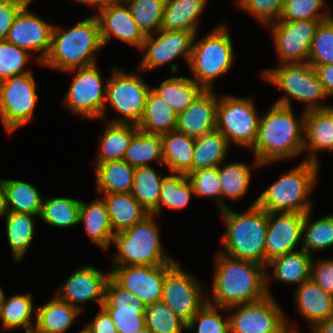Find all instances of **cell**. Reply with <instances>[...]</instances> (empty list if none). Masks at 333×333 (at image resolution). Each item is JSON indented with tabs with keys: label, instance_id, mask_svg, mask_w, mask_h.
<instances>
[{
	"label": "cell",
	"instance_id": "ba28073f",
	"mask_svg": "<svg viewBox=\"0 0 333 333\" xmlns=\"http://www.w3.org/2000/svg\"><path fill=\"white\" fill-rule=\"evenodd\" d=\"M261 76L284 91L276 104L293 107L291 99L305 103L304 111L324 109L321 101L328 97L313 66L306 63H283L280 67L263 70Z\"/></svg>",
	"mask_w": 333,
	"mask_h": 333
},
{
	"label": "cell",
	"instance_id": "e575fe53",
	"mask_svg": "<svg viewBox=\"0 0 333 333\" xmlns=\"http://www.w3.org/2000/svg\"><path fill=\"white\" fill-rule=\"evenodd\" d=\"M178 114L183 112L205 90L195 80L188 77H170L159 87H151Z\"/></svg>",
	"mask_w": 333,
	"mask_h": 333
},
{
	"label": "cell",
	"instance_id": "8fae6325",
	"mask_svg": "<svg viewBox=\"0 0 333 333\" xmlns=\"http://www.w3.org/2000/svg\"><path fill=\"white\" fill-rule=\"evenodd\" d=\"M96 65L66 71L75 73V77L68 88L63 104L75 115L80 114L81 119L104 120L106 118L107 81L104 84Z\"/></svg>",
	"mask_w": 333,
	"mask_h": 333
},
{
	"label": "cell",
	"instance_id": "ffe728a7",
	"mask_svg": "<svg viewBox=\"0 0 333 333\" xmlns=\"http://www.w3.org/2000/svg\"><path fill=\"white\" fill-rule=\"evenodd\" d=\"M109 278L110 272L104 274L103 271L93 266H83L69 275L56 290V296L81 311L84 307L81 306L82 304L94 300L101 307L105 300V289Z\"/></svg>",
	"mask_w": 333,
	"mask_h": 333
},
{
	"label": "cell",
	"instance_id": "ab89813d",
	"mask_svg": "<svg viewBox=\"0 0 333 333\" xmlns=\"http://www.w3.org/2000/svg\"><path fill=\"white\" fill-rule=\"evenodd\" d=\"M163 178L151 166L135 168L131 194L150 214L156 216Z\"/></svg>",
	"mask_w": 333,
	"mask_h": 333
},
{
	"label": "cell",
	"instance_id": "f5cc1de1",
	"mask_svg": "<svg viewBox=\"0 0 333 333\" xmlns=\"http://www.w3.org/2000/svg\"><path fill=\"white\" fill-rule=\"evenodd\" d=\"M222 309L227 310L207 302L187 324L186 331L191 332L197 326L196 333H230L229 315L223 317L218 313Z\"/></svg>",
	"mask_w": 333,
	"mask_h": 333
},
{
	"label": "cell",
	"instance_id": "f1b7e54d",
	"mask_svg": "<svg viewBox=\"0 0 333 333\" xmlns=\"http://www.w3.org/2000/svg\"><path fill=\"white\" fill-rule=\"evenodd\" d=\"M163 165L170 173L192 172L195 138L176 130L161 135Z\"/></svg>",
	"mask_w": 333,
	"mask_h": 333
},
{
	"label": "cell",
	"instance_id": "c3c4849f",
	"mask_svg": "<svg viewBox=\"0 0 333 333\" xmlns=\"http://www.w3.org/2000/svg\"><path fill=\"white\" fill-rule=\"evenodd\" d=\"M186 176L192 185L195 196L215 198L219 210L229 207L222 200L218 166L192 171Z\"/></svg>",
	"mask_w": 333,
	"mask_h": 333
},
{
	"label": "cell",
	"instance_id": "03108f58",
	"mask_svg": "<svg viewBox=\"0 0 333 333\" xmlns=\"http://www.w3.org/2000/svg\"><path fill=\"white\" fill-rule=\"evenodd\" d=\"M137 333H153V332L145 326L144 328L140 329Z\"/></svg>",
	"mask_w": 333,
	"mask_h": 333
},
{
	"label": "cell",
	"instance_id": "f546056e",
	"mask_svg": "<svg viewBox=\"0 0 333 333\" xmlns=\"http://www.w3.org/2000/svg\"><path fill=\"white\" fill-rule=\"evenodd\" d=\"M102 198L114 234L133 227L150 214L131 193L104 194Z\"/></svg>",
	"mask_w": 333,
	"mask_h": 333
},
{
	"label": "cell",
	"instance_id": "db71d44e",
	"mask_svg": "<svg viewBox=\"0 0 333 333\" xmlns=\"http://www.w3.org/2000/svg\"><path fill=\"white\" fill-rule=\"evenodd\" d=\"M285 0H237L241 9L252 14L260 24L267 26L280 19Z\"/></svg>",
	"mask_w": 333,
	"mask_h": 333
},
{
	"label": "cell",
	"instance_id": "7dc6e473",
	"mask_svg": "<svg viewBox=\"0 0 333 333\" xmlns=\"http://www.w3.org/2000/svg\"><path fill=\"white\" fill-rule=\"evenodd\" d=\"M145 324L153 333H182L187 324L162 300L146 305Z\"/></svg>",
	"mask_w": 333,
	"mask_h": 333
},
{
	"label": "cell",
	"instance_id": "5b68a950",
	"mask_svg": "<svg viewBox=\"0 0 333 333\" xmlns=\"http://www.w3.org/2000/svg\"><path fill=\"white\" fill-rule=\"evenodd\" d=\"M319 164L303 160L284 173L257 198V205L267 212H294L305 214L311 211L310 193L318 181Z\"/></svg>",
	"mask_w": 333,
	"mask_h": 333
},
{
	"label": "cell",
	"instance_id": "3957f363",
	"mask_svg": "<svg viewBox=\"0 0 333 333\" xmlns=\"http://www.w3.org/2000/svg\"><path fill=\"white\" fill-rule=\"evenodd\" d=\"M99 22L95 15L66 30L54 25L51 49L41 64L66 72L96 64V53L102 49Z\"/></svg>",
	"mask_w": 333,
	"mask_h": 333
},
{
	"label": "cell",
	"instance_id": "d590c367",
	"mask_svg": "<svg viewBox=\"0 0 333 333\" xmlns=\"http://www.w3.org/2000/svg\"><path fill=\"white\" fill-rule=\"evenodd\" d=\"M229 148L226 137L216 129L195 138L192 171L224 163Z\"/></svg>",
	"mask_w": 333,
	"mask_h": 333
},
{
	"label": "cell",
	"instance_id": "83f0119b",
	"mask_svg": "<svg viewBox=\"0 0 333 333\" xmlns=\"http://www.w3.org/2000/svg\"><path fill=\"white\" fill-rule=\"evenodd\" d=\"M81 310L57 296L36 308L33 333H66Z\"/></svg>",
	"mask_w": 333,
	"mask_h": 333
},
{
	"label": "cell",
	"instance_id": "836d02e7",
	"mask_svg": "<svg viewBox=\"0 0 333 333\" xmlns=\"http://www.w3.org/2000/svg\"><path fill=\"white\" fill-rule=\"evenodd\" d=\"M95 168L99 193H131L135 168L126 161H108L98 164Z\"/></svg>",
	"mask_w": 333,
	"mask_h": 333
},
{
	"label": "cell",
	"instance_id": "f35d334b",
	"mask_svg": "<svg viewBox=\"0 0 333 333\" xmlns=\"http://www.w3.org/2000/svg\"><path fill=\"white\" fill-rule=\"evenodd\" d=\"M6 235L15 261H20L25 256L35 232L34 218L37 215L26 213L7 212Z\"/></svg>",
	"mask_w": 333,
	"mask_h": 333
},
{
	"label": "cell",
	"instance_id": "4316f807",
	"mask_svg": "<svg viewBox=\"0 0 333 333\" xmlns=\"http://www.w3.org/2000/svg\"><path fill=\"white\" fill-rule=\"evenodd\" d=\"M208 0H166L161 30L198 32L199 18Z\"/></svg>",
	"mask_w": 333,
	"mask_h": 333
},
{
	"label": "cell",
	"instance_id": "6f0895ef",
	"mask_svg": "<svg viewBox=\"0 0 333 333\" xmlns=\"http://www.w3.org/2000/svg\"><path fill=\"white\" fill-rule=\"evenodd\" d=\"M99 308L94 320L85 327L86 330L89 333H118L109 314L102 307Z\"/></svg>",
	"mask_w": 333,
	"mask_h": 333
},
{
	"label": "cell",
	"instance_id": "be15d7a7",
	"mask_svg": "<svg viewBox=\"0 0 333 333\" xmlns=\"http://www.w3.org/2000/svg\"><path fill=\"white\" fill-rule=\"evenodd\" d=\"M324 110L331 116L332 123H333V106H326Z\"/></svg>",
	"mask_w": 333,
	"mask_h": 333
},
{
	"label": "cell",
	"instance_id": "e7e4bbea",
	"mask_svg": "<svg viewBox=\"0 0 333 333\" xmlns=\"http://www.w3.org/2000/svg\"><path fill=\"white\" fill-rule=\"evenodd\" d=\"M4 298H5V294L0 286V307H1L2 303L4 302Z\"/></svg>",
	"mask_w": 333,
	"mask_h": 333
},
{
	"label": "cell",
	"instance_id": "680465c9",
	"mask_svg": "<svg viewBox=\"0 0 333 333\" xmlns=\"http://www.w3.org/2000/svg\"><path fill=\"white\" fill-rule=\"evenodd\" d=\"M314 67L319 81L323 84L328 97L333 96V64L331 65H311Z\"/></svg>",
	"mask_w": 333,
	"mask_h": 333
},
{
	"label": "cell",
	"instance_id": "8992f818",
	"mask_svg": "<svg viewBox=\"0 0 333 333\" xmlns=\"http://www.w3.org/2000/svg\"><path fill=\"white\" fill-rule=\"evenodd\" d=\"M154 216L149 214L133 227L115 233L112 243L118 251L112 266H160L178 262L163 250Z\"/></svg>",
	"mask_w": 333,
	"mask_h": 333
},
{
	"label": "cell",
	"instance_id": "f6af8a7d",
	"mask_svg": "<svg viewBox=\"0 0 333 333\" xmlns=\"http://www.w3.org/2000/svg\"><path fill=\"white\" fill-rule=\"evenodd\" d=\"M192 195H194V191L185 174L172 173L164 176L158 203V215L162 205L173 210L186 208Z\"/></svg>",
	"mask_w": 333,
	"mask_h": 333
},
{
	"label": "cell",
	"instance_id": "d6986e66",
	"mask_svg": "<svg viewBox=\"0 0 333 333\" xmlns=\"http://www.w3.org/2000/svg\"><path fill=\"white\" fill-rule=\"evenodd\" d=\"M101 307L109 314L118 333H137L146 326V304L120 287L111 277L107 282L105 300Z\"/></svg>",
	"mask_w": 333,
	"mask_h": 333
},
{
	"label": "cell",
	"instance_id": "6da1fadb",
	"mask_svg": "<svg viewBox=\"0 0 333 333\" xmlns=\"http://www.w3.org/2000/svg\"><path fill=\"white\" fill-rule=\"evenodd\" d=\"M265 269L266 266L258 263L218 253L212 281L213 295H210L213 300L208 297L207 302L228 309L271 296L268 288L270 277Z\"/></svg>",
	"mask_w": 333,
	"mask_h": 333
},
{
	"label": "cell",
	"instance_id": "6125c7cd",
	"mask_svg": "<svg viewBox=\"0 0 333 333\" xmlns=\"http://www.w3.org/2000/svg\"><path fill=\"white\" fill-rule=\"evenodd\" d=\"M6 213L4 180L0 179V217Z\"/></svg>",
	"mask_w": 333,
	"mask_h": 333
},
{
	"label": "cell",
	"instance_id": "cb8c5ba5",
	"mask_svg": "<svg viewBox=\"0 0 333 333\" xmlns=\"http://www.w3.org/2000/svg\"><path fill=\"white\" fill-rule=\"evenodd\" d=\"M294 298L295 308L309 324L310 330L333 316V296L326 293L311 278L296 288Z\"/></svg>",
	"mask_w": 333,
	"mask_h": 333
},
{
	"label": "cell",
	"instance_id": "f907efd6",
	"mask_svg": "<svg viewBox=\"0 0 333 333\" xmlns=\"http://www.w3.org/2000/svg\"><path fill=\"white\" fill-rule=\"evenodd\" d=\"M308 63L310 65L333 64V18L321 21L313 37Z\"/></svg>",
	"mask_w": 333,
	"mask_h": 333
},
{
	"label": "cell",
	"instance_id": "bcb514c9",
	"mask_svg": "<svg viewBox=\"0 0 333 333\" xmlns=\"http://www.w3.org/2000/svg\"><path fill=\"white\" fill-rule=\"evenodd\" d=\"M124 1L130 9L135 23L145 36L156 34L161 29L166 0Z\"/></svg>",
	"mask_w": 333,
	"mask_h": 333
},
{
	"label": "cell",
	"instance_id": "003e7915",
	"mask_svg": "<svg viewBox=\"0 0 333 333\" xmlns=\"http://www.w3.org/2000/svg\"><path fill=\"white\" fill-rule=\"evenodd\" d=\"M78 333H89L86 328L81 329Z\"/></svg>",
	"mask_w": 333,
	"mask_h": 333
},
{
	"label": "cell",
	"instance_id": "52a82bcc",
	"mask_svg": "<svg viewBox=\"0 0 333 333\" xmlns=\"http://www.w3.org/2000/svg\"><path fill=\"white\" fill-rule=\"evenodd\" d=\"M196 37L189 62L192 79L205 90H213L214 80L225 75L233 65V42L224 23L217 25L200 40Z\"/></svg>",
	"mask_w": 333,
	"mask_h": 333
},
{
	"label": "cell",
	"instance_id": "4dcf8cb0",
	"mask_svg": "<svg viewBox=\"0 0 333 333\" xmlns=\"http://www.w3.org/2000/svg\"><path fill=\"white\" fill-rule=\"evenodd\" d=\"M177 113L152 89L149 90L143 116L137 124L145 134L162 135L175 130Z\"/></svg>",
	"mask_w": 333,
	"mask_h": 333
},
{
	"label": "cell",
	"instance_id": "816d5d0a",
	"mask_svg": "<svg viewBox=\"0 0 333 333\" xmlns=\"http://www.w3.org/2000/svg\"><path fill=\"white\" fill-rule=\"evenodd\" d=\"M325 0H285L279 20H326L330 11H324Z\"/></svg>",
	"mask_w": 333,
	"mask_h": 333
},
{
	"label": "cell",
	"instance_id": "b9f144b4",
	"mask_svg": "<svg viewBox=\"0 0 333 333\" xmlns=\"http://www.w3.org/2000/svg\"><path fill=\"white\" fill-rule=\"evenodd\" d=\"M81 200L56 197L44 198L40 213L42 221L57 228H67L79 224Z\"/></svg>",
	"mask_w": 333,
	"mask_h": 333
},
{
	"label": "cell",
	"instance_id": "7402d4cb",
	"mask_svg": "<svg viewBox=\"0 0 333 333\" xmlns=\"http://www.w3.org/2000/svg\"><path fill=\"white\" fill-rule=\"evenodd\" d=\"M95 16L99 22L103 46L115 36L125 43L138 47V50L141 49L146 36L135 23L125 1L104 7Z\"/></svg>",
	"mask_w": 333,
	"mask_h": 333
},
{
	"label": "cell",
	"instance_id": "ac0fdd59",
	"mask_svg": "<svg viewBox=\"0 0 333 333\" xmlns=\"http://www.w3.org/2000/svg\"><path fill=\"white\" fill-rule=\"evenodd\" d=\"M25 4L17 13L6 40L31 52H40L37 62L42 64L51 49L53 23H49L29 10Z\"/></svg>",
	"mask_w": 333,
	"mask_h": 333
},
{
	"label": "cell",
	"instance_id": "91938a15",
	"mask_svg": "<svg viewBox=\"0 0 333 333\" xmlns=\"http://www.w3.org/2000/svg\"><path fill=\"white\" fill-rule=\"evenodd\" d=\"M76 2L83 3L85 5L94 6L100 10L112 4L120 3L124 0H75Z\"/></svg>",
	"mask_w": 333,
	"mask_h": 333
},
{
	"label": "cell",
	"instance_id": "44dd1931",
	"mask_svg": "<svg viewBox=\"0 0 333 333\" xmlns=\"http://www.w3.org/2000/svg\"><path fill=\"white\" fill-rule=\"evenodd\" d=\"M304 214L294 212H268L265 243V266L275 258L296 251L302 242Z\"/></svg>",
	"mask_w": 333,
	"mask_h": 333
},
{
	"label": "cell",
	"instance_id": "60d3db41",
	"mask_svg": "<svg viewBox=\"0 0 333 333\" xmlns=\"http://www.w3.org/2000/svg\"><path fill=\"white\" fill-rule=\"evenodd\" d=\"M124 161L134 168L150 166L151 161L163 166L161 135L145 134L138 131L125 151Z\"/></svg>",
	"mask_w": 333,
	"mask_h": 333
},
{
	"label": "cell",
	"instance_id": "2e32d148",
	"mask_svg": "<svg viewBox=\"0 0 333 333\" xmlns=\"http://www.w3.org/2000/svg\"><path fill=\"white\" fill-rule=\"evenodd\" d=\"M174 265L113 266L110 277L120 287L149 305L162 299L165 275Z\"/></svg>",
	"mask_w": 333,
	"mask_h": 333
},
{
	"label": "cell",
	"instance_id": "11a10c76",
	"mask_svg": "<svg viewBox=\"0 0 333 333\" xmlns=\"http://www.w3.org/2000/svg\"><path fill=\"white\" fill-rule=\"evenodd\" d=\"M312 260L310 278L326 293L333 296V259Z\"/></svg>",
	"mask_w": 333,
	"mask_h": 333
},
{
	"label": "cell",
	"instance_id": "a7ac6f4b",
	"mask_svg": "<svg viewBox=\"0 0 333 333\" xmlns=\"http://www.w3.org/2000/svg\"><path fill=\"white\" fill-rule=\"evenodd\" d=\"M21 1H23L25 4H29V5L32 2V0H21Z\"/></svg>",
	"mask_w": 333,
	"mask_h": 333
},
{
	"label": "cell",
	"instance_id": "9a60e30c",
	"mask_svg": "<svg viewBox=\"0 0 333 333\" xmlns=\"http://www.w3.org/2000/svg\"><path fill=\"white\" fill-rule=\"evenodd\" d=\"M321 21L324 20H278L267 25L271 27L280 65L308 62L312 40Z\"/></svg>",
	"mask_w": 333,
	"mask_h": 333
},
{
	"label": "cell",
	"instance_id": "1f68e13d",
	"mask_svg": "<svg viewBox=\"0 0 333 333\" xmlns=\"http://www.w3.org/2000/svg\"><path fill=\"white\" fill-rule=\"evenodd\" d=\"M138 131L137 124L110 122L101 136L95 167L100 163L123 160L125 151Z\"/></svg>",
	"mask_w": 333,
	"mask_h": 333
},
{
	"label": "cell",
	"instance_id": "277c9868",
	"mask_svg": "<svg viewBox=\"0 0 333 333\" xmlns=\"http://www.w3.org/2000/svg\"><path fill=\"white\" fill-rule=\"evenodd\" d=\"M219 212L226 226V233L220 240L223 254L265 266L268 212L257 205V199L243 214L229 207Z\"/></svg>",
	"mask_w": 333,
	"mask_h": 333
},
{
	"label": "cell",
	"instance_id": "d6a6232c",
	"mask_svg": "<svg viewBox=\"0 0 333 333\" xmlns=\"http://www.w3.org/2000/svg\"><path fill=\"white\" fill-rule=\"evenodd\" d=\"M312 260V255L301 248L275 258L267 264L266 268L275 269L273 279L299 286L302 282L310 279Z\"/></svg>",
	"mask_w": 333,
	"mask_h": 333
},
{
	"label": "cell",
	"instance_id": "7c38bea8",
	"mask_svg": "<svg viewBox=\"0 0 333 333\" xmlns=\"http://www.w3.org/2000/svg\"><path fill=\"white\" fill-rule=\"evenodd\" d=\"M227 310L235 311L229 315L230 333H300L290 327L282 308L270 295Z\"/></svg>",
	"mask_w": 333,
	"mask_h": 333
},
{
	"label": "cell",
	"instance_id": "4fadbf2b",
	"mask_svg": "<svg viewBox=\"0 0 333 333\" xmlns=\"http://www.w3.org/2000/svg\"><path fill=\"white\" fill-rule=\"evenodd\" d=\"M32 73L0 82V117L5 129L13 132L33 118L38 101Z\"/></svg>",
	"mask_w": 333,
	"mask_h": 333
},
{
	"label": "cell",
	"instance_id": "681fc988",
	"mask_svg": "<svg viewBox=\"0 0 333 333\" xmlns=\"http://www.w3.org/2000/svg\"><path fill=\"white\" fill-rule=\"evenodd\" d=\"M32 53L28 50L17 47L7 40L0 41V82L10 79L13 76L33 73L25 70L24 66L29 62Z\"/></svg>",
	"mask_w": 333,
	"mask_h": 333
},
{
	"label": "cell",
	"instance_id": "e0dca14e",
	"mask_svg": "<svg viewBox=\"0 0 333 333\" xmlns=\"http://www.w3.org/2000/svg\"><path fill=\"white\" fill-rule=\"evenodd\" d=\"M195 35H197L195 32L160 29L157 38L153 35L146 36L140 49L144 54L139 70L157 69L179 56H182L189 65Z\"/></svg>",
	"mask_w": 333,
	"mask_h": 333
},
{
	"label": "cell",
	"instance_id": "7a4b0ae2",
	"mask_svg": "<svg viewBox=\"0 0 333 333\" xmlns=\"http://www.w3.org/2000/svg\"><path fill=\"white\" fill-rule=\"evenodd\" d=\"M301 117V118H300ZM305 111L296 118L293 107L271 104L260 116L258 134L253 145L254 166L293 158L304 151Z\"/></svg>",
	"mask_w": 333,
	"mask_h": 333
},
{
	"label": "cell",
	"instance_id": "74e56055",
	"mask_svg": "<svg viewBox=\"0 0 333 333\" xmlns=\"http://www.w3.org/2000/svg\"><path fill=\"white\" fill-rule=\"evenodd\" d=\"M5 188L6 211L14 213L34 214L41 213L43 198L38 189L28 182L3 179Z\"/></svg>",
	"mask_w": 333,
	"mask_h": 333
},
{
	"label": "cell",
	"instance_id": "603a6c76",
	"mask_svg": "<svg viewBox=\"0 0 333 333\" xmlns=\"http://www.w3.org/2000/svg\"><path fill=\"white\" fill-rule=\"evenodd\" d=\"M218 99L214 90H204L191 105L177 114L175 130L194 138L214 131Z\"/></svg>",
	"mask_w": 333,
	"mask_h": 333
},
{
	"label": "cell",
	"instance_id": "8d00e7d4",
	"mask_svg": "<svg viewBox=\"0 0 333 333\" xmlns=\"http://www.w3.org/2000/svg\"><path fill=\"white\" fill-rule=\"evenodd\" d=\"M32 295L30 293L14 295L10 298H4L0 307V321H2L3 330H19L24 328L25 333H33L36 322L32 314H36V308L33 309Z\"/></svg>",
	"mask_w": 333,
	"mask_h": 333
},
{
	"label": "cell",
	"instance_id": "9c48e42d",
	"mask_svg": "<svg viewBox=\"0 0 333 333\" xmlns=\"http://www.w3.org/2000/svg\"><path fill=\"white\" fill-rule=\"evenodd\" d=\"M121 70L114 67L107 79L105 103L121 115L120 118H113L111 123L138 124L143 116L146 97L151 87L140 74Z\"/></svg>",
	"mask_w": 333,
	"mask_h": 333
},
{
	"label": "cell",
	"instance_id": "94428289",
	"mask_svg": "<svg viewBox=\"0 0 333 333\" xmlns=\"http://www.w3.org/2000/svg\"><path fill=\"white\" fill-rule=\"evenodd\" d=\"M311 333H333V316L317 324Z\"/></svg>",
	"mask_w": 333,
	"mask_h": 333
},
{
	"label": "cell",
	"instance_id": "5bb4252c",
	"mask_svg": "<svg viewBox=\"0 0 333 333\" xmlns=\"http://www.w3.org/2000/svg\"><path fill=\"white\" fill-rule=\"evenodd\" d=\"M204 288L177 262L165 275L162 301L188 324L207 303Z\"/></svg>",
	"mask_w": 333,
	"mask_h": 333
},
{
	"label": "cell",
	"instance_id": "30bf717a",
	"mask_svg": "<svg viewBox=\"0 0 333 333\" xmlns=\"http://www.w3.org/2000/svg\"><path fill=\"white\" fill-rule=\"evenodd\" d=\"M252 97L225 95L218 99L216 130L237 145L253 148L258 134L260 115Z\"/></svg>",
	"mask_w": 333,
	"mask_h": 333
},
{
	"label": "cell",
	"instance_id": "ee69618b",
	"mask_svg": "<svg viewBox=\"0 0 333 333\" xmlns=\"http://www.w3.org/2000/svg\"><path fill=\"white\" fill-rule=\"evenodd\" d=\"M220 165L218 168L222 199L227 197L235 201L243 198L250 185L252 175L251 166L243 162H235L227 165L221 163Z\"/></svg>",
	"mask_w": 333,
	"mask_h": 333
},
{
	"label": "cell",
	"instance_id": "9f6ffc18",
	"mask_svg": "<svg viewBox=\"0 0 333 333\" xmlns=\"http://www.w3.org/2000/svg\"><path fill=\"white\" fill-rule=\"evenodd\" d=\"M24 5L21 0H0V41L6 40L17 13Z\"/></svg>",
	"mask_w": 333,
	"mask_h": 333
},
{
	"label": "cell",
	"instance_id": "7bdbcfd3",
	"mask_svg": "<svg viewBox=\"0 0 333 333\" xmlns=\"http://www.w3.org/2000/svg\"><path fill=\"white\" fill-rule=\"evenodd\" d=\"M311 211L304 214L302 229V249L313 255L322 249L333 246V214L311 221ZM311 221V222H310Z\"/></svg>",
	"mask_w": 333,
	"mask_h": 333
},
{
	"label": "cell",
	"instance_id": "d4e9b609",
	"mask_svg": "<svg viewBox=\"0 0 333 333\" xmlns=\"http://www.w3.org/2000/svg\"><path fill=\"white\" fill-rule=\"evenodd\" d=\"M310 152L304 160L319 164L317 153L320 150L333 152V123L324 109L305 111L304 151Z\"/></svg>",
	"mask_w": 333,
	"mask_h": 333
},
{
	"label": "cell",
	"instance_id": "484cf974",
	"mask_svg": "<svg viewBox=\"0 0 333 333\" xmlns=\"http://www.w3.org/2000/svg\"><path fill=\"white\" fill-rule=\"evenodd\" d=\"M84 223L90 243L107 250L113 242L114 232L109 221L108 210L103 198L98 197L91 203L81 200L79 223Z\"/></svg>",
	"mask_w": 333,
	"mask_h": 333
}]
</instances>
